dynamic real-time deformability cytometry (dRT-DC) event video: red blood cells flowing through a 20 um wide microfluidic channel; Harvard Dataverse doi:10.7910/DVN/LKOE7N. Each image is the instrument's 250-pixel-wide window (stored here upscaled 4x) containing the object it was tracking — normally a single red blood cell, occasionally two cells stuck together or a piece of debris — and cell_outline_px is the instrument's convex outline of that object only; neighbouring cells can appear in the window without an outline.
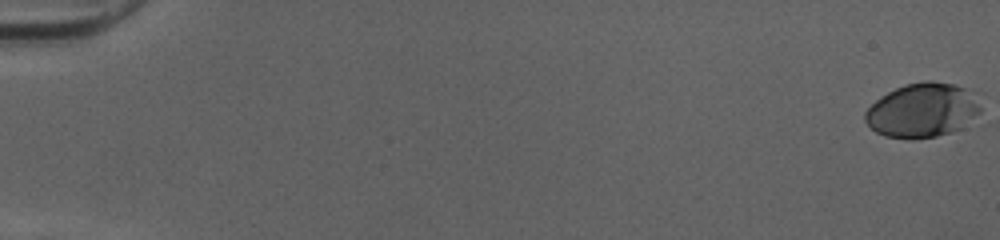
{"species": "human", "species_latin": "Homo sapiens", "temperature_condition": "cold", "stored_images_in_passage": 53, "camera_frame_rate_fps": 3000, "um_per_image_px": 0.085, "donor": {"sex": "female"}, "frame": {"image": 1, "passage_image": 1, "time_ms": 0.0, "image_size_px": [1000, 240], "cell_outline_px": [[980, 116], [964, 128], [952, 132], [936, 136], [912, 140], [884, 136], [876, 132], [864, 120], [864, 112], [880, 96], [904, 84], [928, 80], [932, 80], [956, 84], [980, 92]], "centroid_in_image_um": [78.51, 9.36], "position_along_channel_um": 6.5, "area_um2": 37.74}}
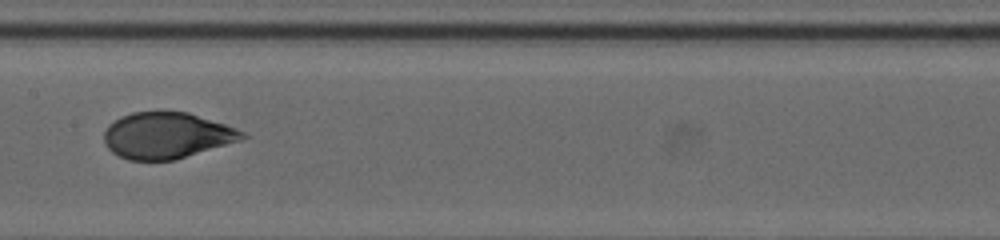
{"frame": {"image": 2, "passage_image": 29, "time_ms": 9.333, "image_size_px": [1000, 240], "cell_outline_px": [[248, 136], [240, 140], [176, 160], [128, 160], [112, 152], [104, 144], [104, 132], [108, 124], [120, 116], [132, 112], [160, 108], [188, 112], [236, 128], [244, 132]], "centroid_in_image_um": [14.13, 11.47], "position_along_channel_um": 193.3, "area_um2": 37.92}}
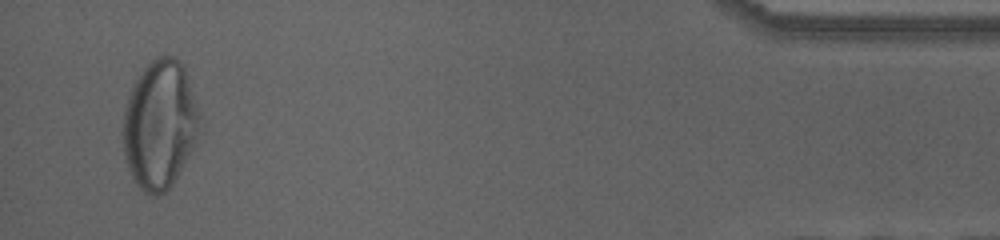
{"frame": {"image": 3, "passage_image": 51, "time_ms": 16.667, "image_size_px": [1000, 240], "cell_outline_px": [[196, 144], [172, 184], [164, 192], [156, 196], [152, 196], [144, 192], [136, 184], [132, 176], [124, 152], [124, 108], [132, 84], [144, 68], [156, 56], [172, 56], [180, 60], [184, 68], [196, 108]], "centroid_in_image_um": [13.54, 10.6], "position_along_channel_um": 421.7, "area_um2": 56.12}, "authors_computed_cell_mechanics": {"area_um2": 37.8012, "velocity_mm_per_s": 4.0438, "shape_relaxation_time_tau1_ms": 3.8076, "shape_relaxation_time_tau2_ms": null, "deformation_change_tau1": 0.1752, "deformation_change_tau2": null}}